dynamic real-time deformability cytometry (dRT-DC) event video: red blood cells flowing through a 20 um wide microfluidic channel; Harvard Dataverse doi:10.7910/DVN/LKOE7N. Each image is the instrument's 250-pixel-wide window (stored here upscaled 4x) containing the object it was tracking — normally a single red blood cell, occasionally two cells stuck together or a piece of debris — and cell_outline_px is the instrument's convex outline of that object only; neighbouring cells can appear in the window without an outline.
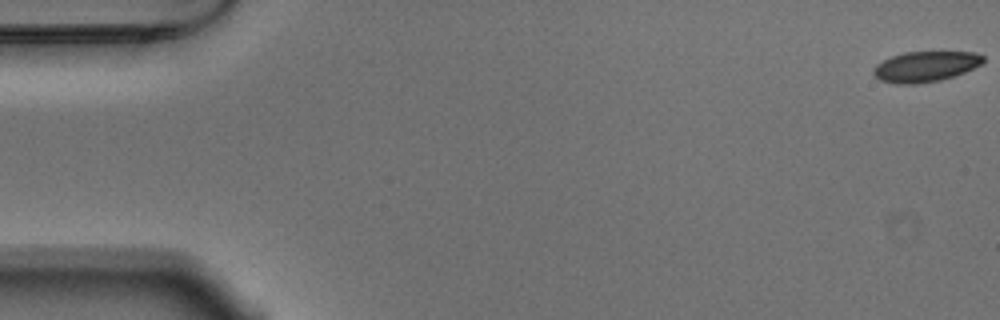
{"species": "Egyptian fruit bat (a non-hibernating species)", "species_latin": "Rousettus aegyptiacus", "temperature_condition": "warm", "stored_images_in_passage": 56, "segment_of_instrument_passage": [1, 2], "camera_frame_rate_fps": 3000, "um_per_image_px": 0.085, "animal": {"sex": "male"}, "frame": {"image": 1, "passage_image": 1, "time_ms": 0.0, "image_size_px": [1000, 320], "cell_outline_px": [[984, 60], [980, 64], [964, 72], [940, 80], [916, 84], [896, 84], [880, 80], [872, 72], [872, 68], [876, 64], [892, 56], [904, 52], [976, 52], [984, 56]], "centroid_in_image_um": [78.63, 5.65], "position_along_channel_um": 6.4, "area_um2": 19.36}}
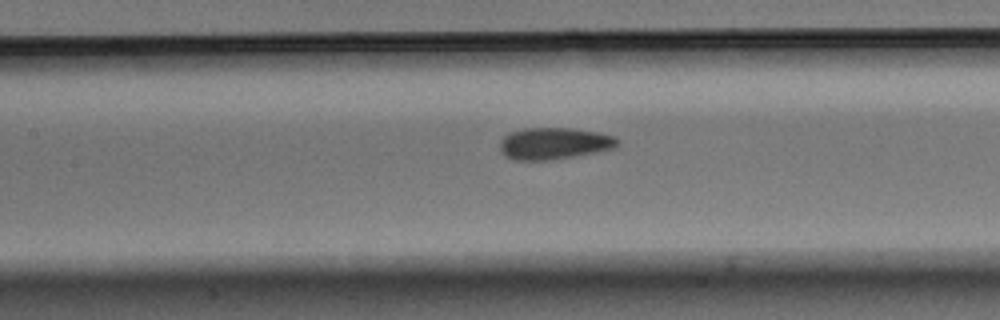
{"frame": {"image": 2, "passage_image": 25, "time_ms": 8.0, "image_size_px": [1000, 320], "cell_outline_px": [[616, 144], [612, 148], [596, 152], [552, 160], [512, 160], [504, 156], [500, 152], [500, 140], [508, 132], [524, 128], [572, 128], [596, 132], [616, 136]], "centroid_in_image_um": [47.01, 12.19], "position_along_channel_um": 160.4, "area_um2": 21.79}}
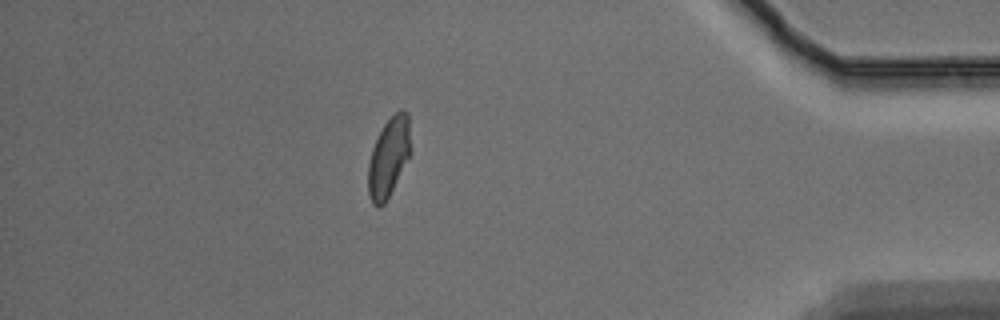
{"frame": {"image": 3, "passage_image": 48, "time_ms": 15.667, "image_size_px": [1000, 320], "cell_outline_px": [[412, 152], [384, 204], [372, 204], [368, 196], [368, 164], [372, 148], [384, 124], [400, 108], [404, 108], [408, 112]], "centroid_in_image_um": [33.06, 13.31], "position_along_channel_um": 402.1, "area_um2": 19.65}}